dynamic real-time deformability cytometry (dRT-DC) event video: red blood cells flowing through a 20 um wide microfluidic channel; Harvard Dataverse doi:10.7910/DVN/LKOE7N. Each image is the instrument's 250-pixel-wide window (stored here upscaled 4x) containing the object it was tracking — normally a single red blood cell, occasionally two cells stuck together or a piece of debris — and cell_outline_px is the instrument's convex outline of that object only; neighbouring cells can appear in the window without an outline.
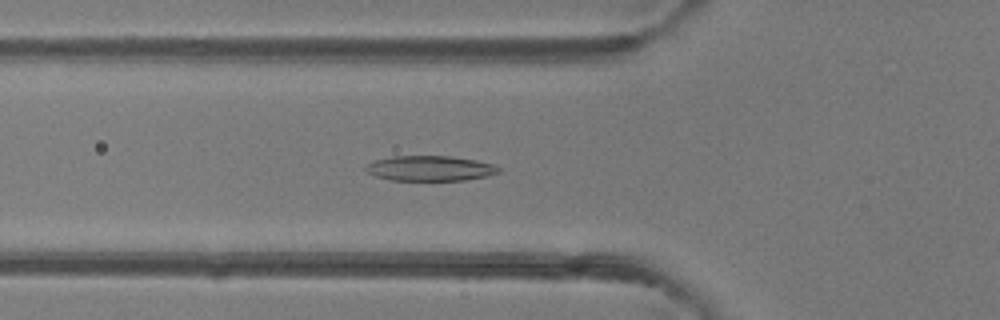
{"species": "common noctule bat (a hibernating species)", "species_latin": "Nyctalus noctula", "temperature_condition": "room temperature", "stored_images_in_passage": 47, "camera_frame_rate_fps": 3000, "um_per_image_px": 0.085, "animal": {"sex": "female"}, "frame": {"image": 1, "passage_image": 16, "time_ms": 5.0, "image_size_px": [1000, 320], "cell_outline_px": [[500, 172], [488, 176], [464, 180], [392, 180], [376, 176], [368, 172], [364, 168], [368, 164], [376, 160], [392, 156], [452, 156], [476, 160], [496, 164], [500, 168]], "centroid_in_image_um": [36.61, 14.3], "position_along_channel_um": 89.2, "area_um2": 19.48}}
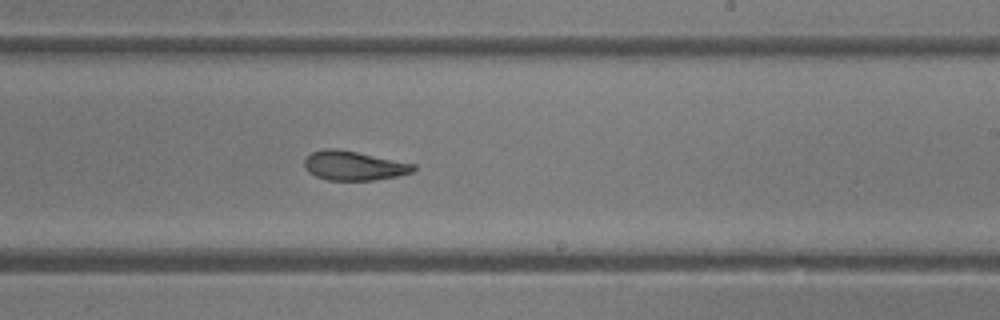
{"frame": {"image": 2, "passage_image": 28, "time_ms": 9.0, "image_size_px": [1000, 320], "cell_outline_px": [[416, 168], [412, 172], [396, 176], [376, 180], [328, 180], [316, 176], [308, 172], [304, 168], [304, 160], [312, 152], [324, 148], [336, 148], [416, 164]], "centroid_in_image_um": [30.05, 14.08], "position_along_channel_um": 258.9, "area_um2": 18.55}}
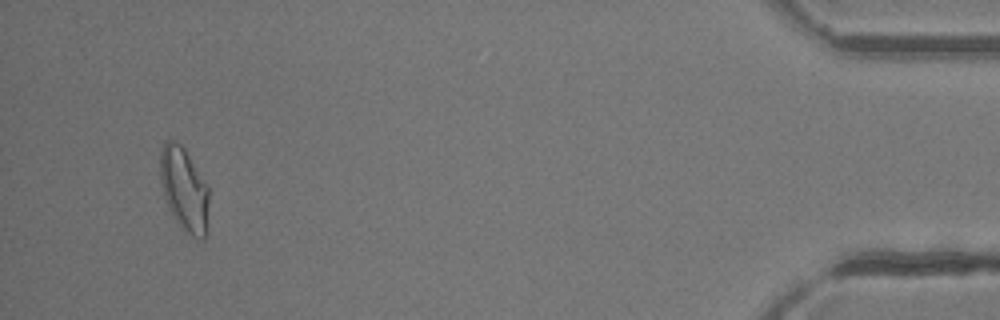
{"frame": {"image": 3, "passage_image": 45, "time_ms": 14.667, "image_size_px": [1000, 320], "cell_outline_px": [[208, 204], [204, 240], [200, 240], [192, 236], [176, 220], [164, 196], [160, 180], [160, 148], [164, 140], [172, 140], [180, 144], [184, 148], [208, 184]], "centroid_in_image_um": [15.64, 16.02], "position_along_channel_um": 419.6, "area_um2": 23.47}, "authors_computed_cell_mechanics": {"area_um2": 20.4034, "velocity_mm_per_s": 4.2225, "shape_relaxation_time_tau1_ms": null, "shape_relaxation_time_tau2_ms": 3.3914, "deformation_change_tau1": null, "deformation_change_tau2": 0.1169}}